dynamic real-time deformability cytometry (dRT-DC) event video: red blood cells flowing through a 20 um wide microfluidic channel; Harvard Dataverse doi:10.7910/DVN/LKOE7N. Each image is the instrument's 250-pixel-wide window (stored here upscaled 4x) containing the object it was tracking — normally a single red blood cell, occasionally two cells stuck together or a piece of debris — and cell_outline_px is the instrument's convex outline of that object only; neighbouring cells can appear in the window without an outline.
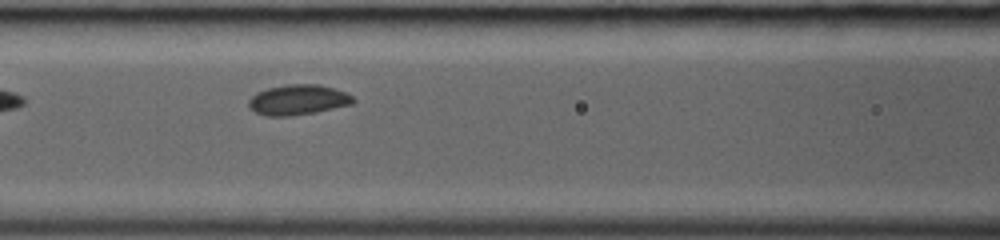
{"species": "common noctule bat (a hibernating species)", "species_latin": "Nyctalus noctula", "temperature_condition": "room temperature", "stored_images_in_passage": 5, "camera_frame_rate_fps": 3000, "um_per_image_px": 0.085, "animal": {"sex": "female", "body_mass_g": 19.0, "forearm_length_mm": 53.3}, "frame": {"image": 1, "passage_image": 3, "time_ms": 0.667, "image_size_px": [1000, 240], "cell_outline_px": [[356, 100], [352, 104], [316, 112], [292, 116], [264, 116], [248, 108], [248, 100], [256, 92], [268, 88], [284, 84], [320, 84], [344, 92], [352, 96]], "centroid_in_image_um": [25.29, 8.49], "position_along_channel_um": 141.3, "area_um2": 18.55}}